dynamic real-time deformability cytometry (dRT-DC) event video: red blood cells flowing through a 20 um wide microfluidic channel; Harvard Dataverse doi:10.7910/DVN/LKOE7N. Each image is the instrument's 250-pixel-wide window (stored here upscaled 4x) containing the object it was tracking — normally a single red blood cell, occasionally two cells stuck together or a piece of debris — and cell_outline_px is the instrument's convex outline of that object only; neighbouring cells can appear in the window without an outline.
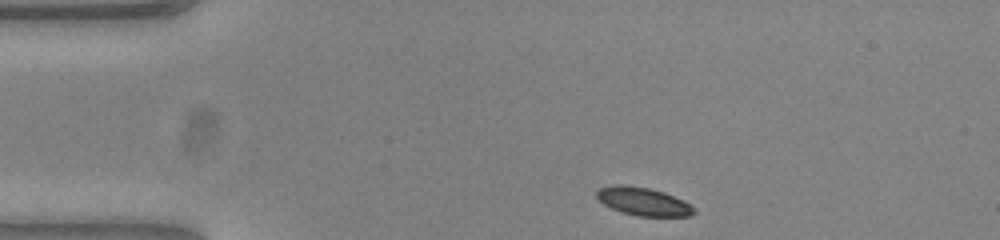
{"species": "common noctule bat (a hibernating species)", "species_latin": "Nyctalus noctula", "temperature_condition": "warm", "stored_images_in_passage": 45, "camera_frame_rate_fps": 3000, "um_per_image_px": 0.085, "animal": {"sex": "female", "body_mass_g": 23.0, "forearm_length_mm": 53.4}, "frame": {"image": 1, "passage_image": 1, "time_ms": 0.0, "image_size_px": [1000, 240], "cell_outline_px": [[696, 212], [692, 216], [640, 216], [624, 212], [612, 208], [604, 204], [596, 196], [596, 192], [600, 188], [620, 184], [648, 188], [664, 192], [688, 204]], "centroid_in_image_um": [54.66, 17.13], "position_along_channel_um": 30.3, "area_um2": 15.43}}
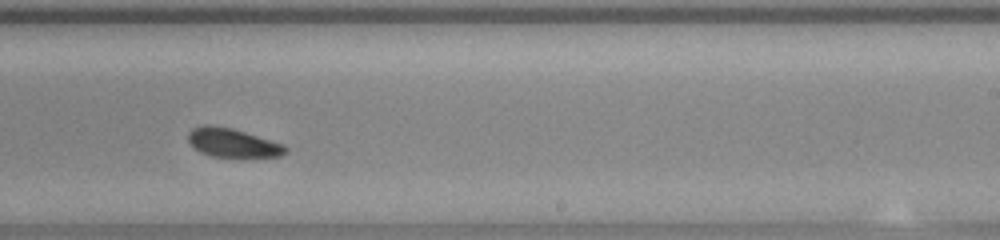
{"frame": {"image": 2, "passage_image": 24, "time_ms": 7.667, "image_size_px": [1000, 240], "cell_outline_px": [[288, 152], [280, 156], [212, 156], [200, 152], [188, 140], [188, 132], [192, 128], [204, 124], [212, 124], [232, 128], [284, 144], [288, 148]], "centroid_in_image_um": [19.77, 12.11], "position_along_channel_um": 269.2, "area_um2": 16.18}}
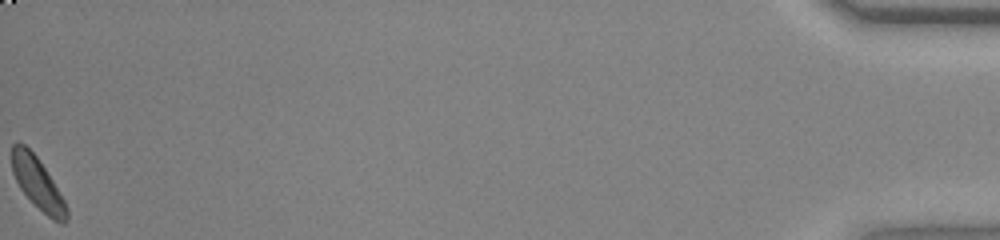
{"frame": {"image": 3, "passage_image": 45, "time_ms": 14.667, "image_size_px": [1000, 240], "cell_outline_px": [[68, 220], [64, 224], [60, 224], [52, 220], [20, 188], [12, 172], [12, 144], [24, 144], [36, 156], [52, 180], [64, 200], [68, 208]], "centroid_in_image_um": [3.23, 15.62], "position_along_channel_um": 432.0, "area_um2": 16.01}, "authors_computed_cell_mechanics": {"area_um2": 16.9354, "velocity_mm_per_s": 3.8179, "shape_relaxation_time_tau1_ms": 1.535, "shape_relaxation_time_tau2_ms": null, "deformation_change_tau1": 0.0775, "deformation_change_tau2": null}}